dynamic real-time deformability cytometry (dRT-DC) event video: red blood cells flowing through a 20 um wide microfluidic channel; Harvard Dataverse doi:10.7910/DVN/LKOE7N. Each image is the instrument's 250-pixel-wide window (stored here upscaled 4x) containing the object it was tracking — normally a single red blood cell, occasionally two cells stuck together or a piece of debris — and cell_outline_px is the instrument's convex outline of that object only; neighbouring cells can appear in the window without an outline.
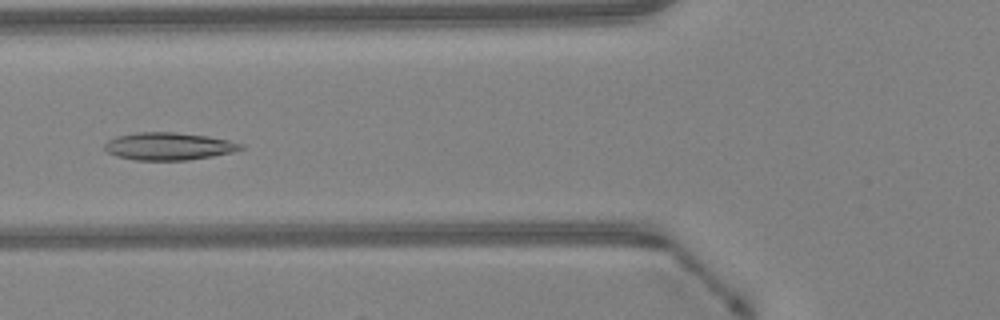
{"species": "Egyptian fruit bat (a non-hibernating species)", "species_latin": "Rousettus aegyptiacus", "temperature_condition": "warm", "stored_images_in_passage": 43, "camera_frame_rate_fps": 3000, "um_per_image_px": 0.085, "animal": {"sex": "female"}, "frame": {"image": 1, "passage_image": 14, "time_ms": 4.333, "image_size_px": [1000, 320], "cell_outline_px": [[244, 148], [232, 152], [212, 156], [188, 160], [136, 160], [116, 156], [108, 152], [104, 148], [104, 144], [108, 140], [116, 136], [136, 132], [176, 132], [208, 136], [228, 140], [244, 144]], "centroid_in_image_um": [14.33, 12.43], "position_along_channel_um": 111.5, "area_um2": 21.91}}
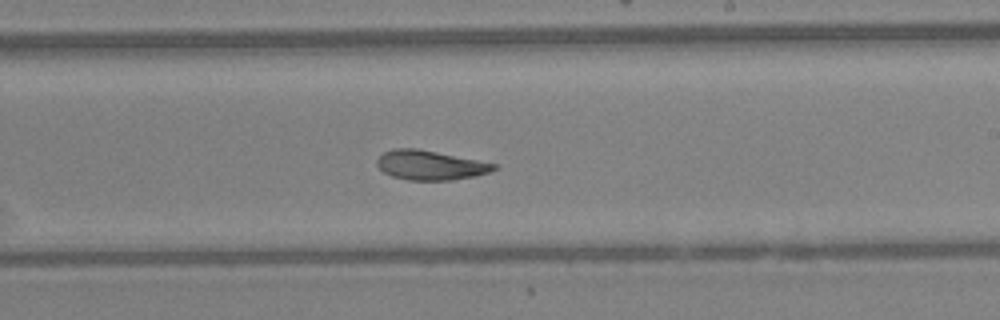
{"frame": {"image": 2, "passage_image": 24, "time_ms": 7.667, "image_size_px": [1000, 320], "cell_outline_px": [[496, 168], [488, 172], [472, 176], [452, 180], [408, 180], [392, 176], [384, 172], [376, 164], [376, 160], [384, 152], [396, 148], [416, 148], [496, 164]], "centroid_in_image_um": [36.51, 14.04], "position_along_channel_um": 252.5, "area_um2": 19.65}}
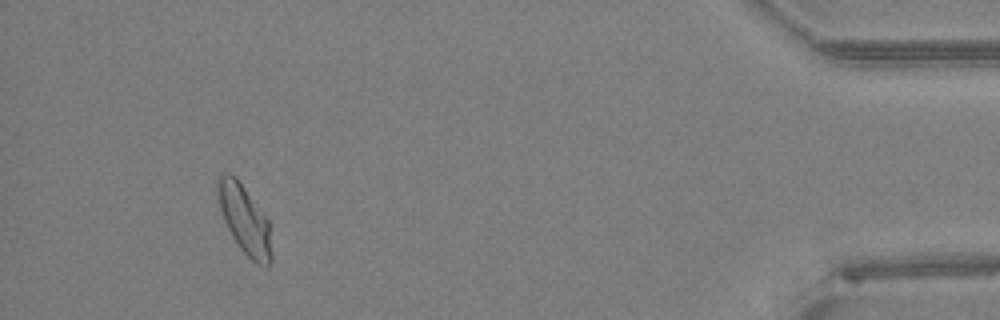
{"frame": {"image": 3, "passage_image": 40, "time_ms": 13.0, "image_size_px": [1000, 320], "cell_outline_px": [[272, 260], [268, 268], [264, 268], [256, 264], [240, 248], [232, 236], [224, 220], [220, 208], [216, 188], [216, 180], [224, 172], [228, 172], [236, 176], [272, 224]], "centroid_in_image_um": [20.84, 18.68], "position_along_channel_um": 414.4, "area_um2": 22.2}, "authors_computed_cell_mechanics": {"area_um2": 21.097, "velocity_mm_per_s": 4.2537, "shape_relaxation_time_tau1_ms": 9.3697, "shape_relaxation_time_tau2_ms": 2.9434, "deformation_change_tau1": 0.2115, "deformation_change_tau2": 0.0792}}